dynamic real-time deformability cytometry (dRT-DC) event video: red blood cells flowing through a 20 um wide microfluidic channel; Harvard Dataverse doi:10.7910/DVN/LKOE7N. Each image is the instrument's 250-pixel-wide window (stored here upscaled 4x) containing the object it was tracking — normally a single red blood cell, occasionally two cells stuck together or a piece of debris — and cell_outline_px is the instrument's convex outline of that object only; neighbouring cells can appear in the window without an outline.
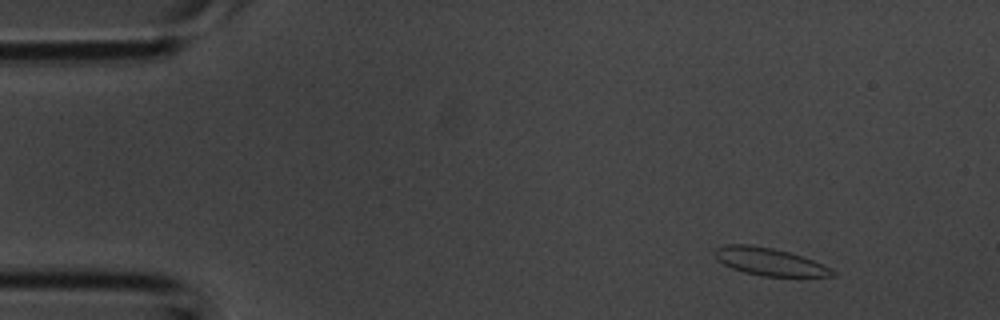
{"species": "common noctule bat (a hibernating species)", "species_latin": "Nyctalus noctula", "temperature_condition": "room temperature", "stored_images_in_passage": 3, "camera_frame_rate_fps": 3000, "um_per_image_px": 0.085, "animal": {"sex": "male", "body_mass_g": 20.1, "forearm_length_mm": 53.5}, "frame": {"image": 1, "passage_image": 1, "time_ms": 0.0, "image_size_px": [1000, 320], "cell_outline_px": [[836, 272], [832, 276], [764, 276], [744, 272], [732, 268], [716, 260], [712, 252], [716, 248], [724, 244], [748, 244], [772, 248], [788, 252], [812, 260], [832, 268]], "centroid_in_image_um": [65.34, 22.23], "position_along_channel_um": 19.7, "area_um2": 18.79}}